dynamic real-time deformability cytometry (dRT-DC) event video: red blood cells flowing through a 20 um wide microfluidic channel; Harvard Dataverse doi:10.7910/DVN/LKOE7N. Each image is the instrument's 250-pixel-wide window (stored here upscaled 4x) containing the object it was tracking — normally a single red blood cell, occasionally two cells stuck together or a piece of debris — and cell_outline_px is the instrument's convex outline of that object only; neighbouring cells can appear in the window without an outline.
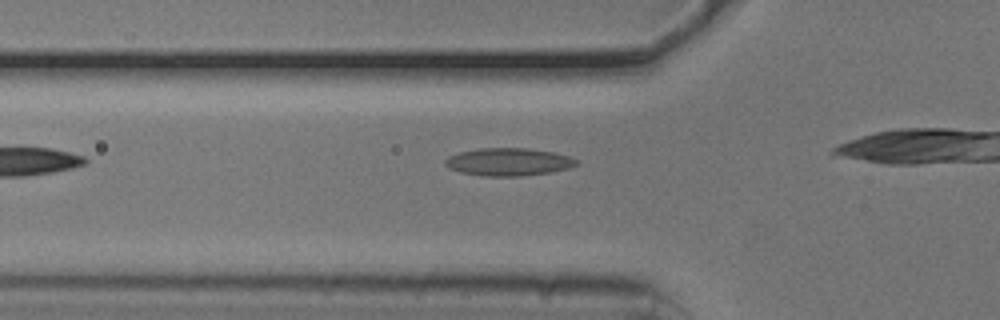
{"species": "common noctule bat (a hibernating species)", "species_latin": "Nyctalus noctula", "temperature_condition": "cold", "stored_images_in_passage": 9, "camera_frame_rate_fps": 3000, "um_per_image_px": 0.085, "animal": {"sex": "male", "body_mass_g": 20.5, "forearm_length_mm": 52.5}, "frame": {"image": 1, "passage_image": 4, "time_ms": 1.0, "image_size_px": [1000, 320], "cell_outline_px": [[580, 164], [568, 168], [552, 172], [520, 176], [480, 176], [460, 172], [448, 168], [444, 164], [444, 160], [448, 156], [460, 152], [480, 148], [528, 148], [552, 152], [568, 156], [580, 160]], "centroid_in_image_um": [43.22, 13.76], "position_along_channel_um": 82.6, "area_um2": 21.39}}
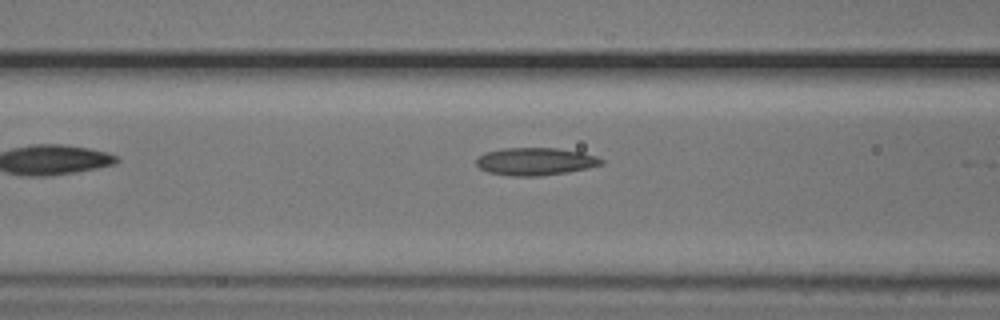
{"frame": {"image": 2, "passage_image": 7, "time_ms": 2.0, "image_size_px": [1000, 320], "cell_outline_px": [[604, 164], [588, 168], [568, 172], [540, 176], [512, 176], [488, 172], [480, 168], [476, 164], [476, 160], [484, 152], [504, 148], [556, 148], [580, 152], [596, 156], [604, 160]], "centroid_in_image_um": [45.51, 13.73], "position_along_channel_um": 121.1, "area_um2": 20.11}}